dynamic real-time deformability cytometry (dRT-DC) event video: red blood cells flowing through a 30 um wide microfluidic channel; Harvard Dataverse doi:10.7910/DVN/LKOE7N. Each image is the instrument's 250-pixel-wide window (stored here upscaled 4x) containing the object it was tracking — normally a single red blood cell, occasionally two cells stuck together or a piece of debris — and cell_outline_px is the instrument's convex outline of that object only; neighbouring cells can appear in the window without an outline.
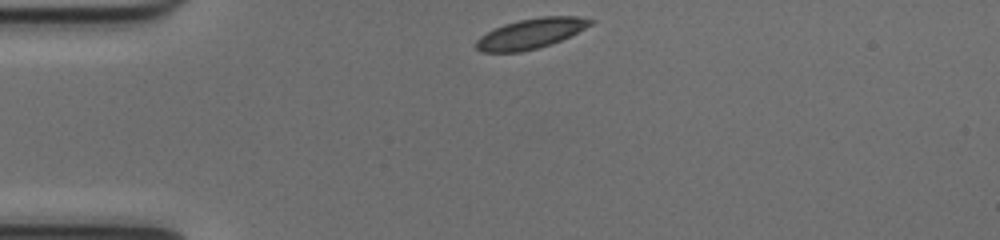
{"species": "common noctule bat (a hibernating species)", "species_latin": "Nyctalus noctula", "temperature_condition": "cold", "stored_images_in_passage": 40, "camera_frame_rate_fps": 3000, "um_per_image_px": 0.085, "animal": {"sex": "female", "body_mass_g": 17.0, "forearm_length_mm": 48.0}, "frame": {"image": 1, "passage_image": 1, "time_ms": 0.0, "image_size_px": [1000, 240], "cell_outline_px": [[596, 20], [592, 24], [552, 44], [520, 52], [484, 52], [476, 48], [476, 40], [480, 36], [504, 24], [520, 20], [540, 16], [576, 16]], "centroid_in_image_um": [45.12, 2.84], "position_along_channel_um": 39.9, "area_um2": 19.77}}
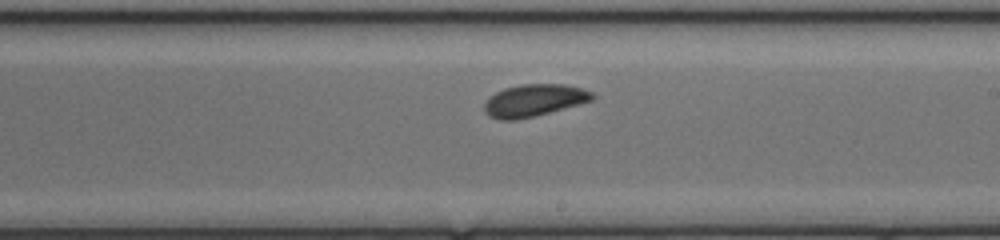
{"frame": {"image": 2, "passage_image": 19, "time_ms": 6.0, "image_size_px": [1000, 240], "cell_outline_px": [[596, 96], [592, 100], [580, 104], [532, 116], [512, 120], [500, 120], [488, 116], [484, 112], [484, 104], [496, 92], [504, 88], [520, 84], [564, 84], [584, 88], [592, 92]], "centroid_in_image_um": [45.41, 8.52], "position_along_channel_um": 243.6, "area_um2": 20.11}}
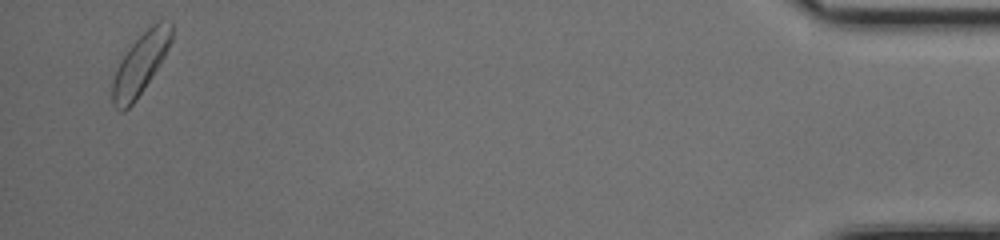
{"frame": {"image": 3, "passage_image": 39, "time_ms": 12.667, "image_size_px": [1000, 240], "cell_outline_px": [[172, 40], [160, 64], [136, 100], [124, 112], [120, 112], [112, 104], [112, 80], [120, 60], [124, 52], [156, 20], [172, 20]], "centroid_in_image_um": [11.93, 5.43], "position_along_channel_um": 423.3, "area_um2": 21.1}, "authors_computed_cell_mechanics": {"area_um2": 20.2011, "velocity_mm_per_s": 3.9626, "shape_relaxation_time_tau1_ms": 3.062, "shape_relaxation_time_tau2_ms": null, "deformation_change_tau1": 0.0854, "deformation_change_tau2": null}}